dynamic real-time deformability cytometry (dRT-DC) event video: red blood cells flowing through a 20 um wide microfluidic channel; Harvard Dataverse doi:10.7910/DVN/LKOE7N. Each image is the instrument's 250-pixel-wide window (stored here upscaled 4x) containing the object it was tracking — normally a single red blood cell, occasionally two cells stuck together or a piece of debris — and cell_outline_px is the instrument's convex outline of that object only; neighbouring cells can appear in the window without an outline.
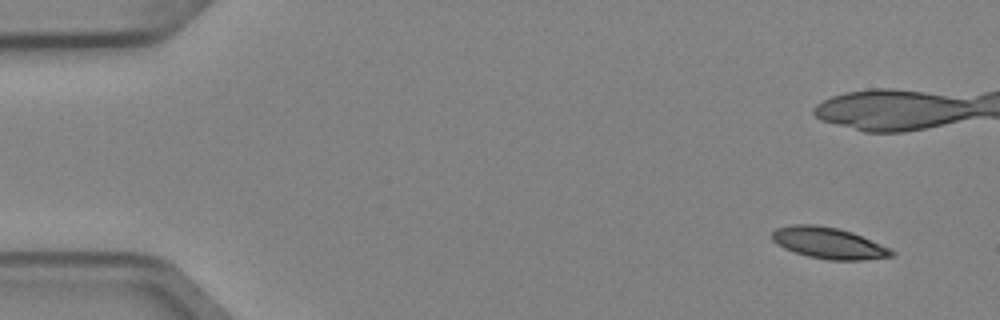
{"species": "Egyptian fruit bat (a non-hibernating species)", "species_latin": "Rousettus aegyptiacus", "temperature_condition": "cold", "stored_images_in_passage": 4, "camera_frame_rate_fps": 3000, "um_per_image_px": 0.085, "animal": {"sex": "female"}, "frame": {"image": 1, "passage_image": 1, "time_ms": 0.0, "image_size_px": [1000, 320], "cell_outline_px": [[896, 252], [892, 256], [864, 260], [828, 260], [808, 256], [784, 248], [776, 244], [772, 240], [772, 232], [776, 228], [792, 224], [816, 224], [836, 228], [852, 232], [892, 248]], "centroid_in_image_um": [70.45, 20.65], "position_along_channel_um": 14.6, "area_um2": 21.91}}